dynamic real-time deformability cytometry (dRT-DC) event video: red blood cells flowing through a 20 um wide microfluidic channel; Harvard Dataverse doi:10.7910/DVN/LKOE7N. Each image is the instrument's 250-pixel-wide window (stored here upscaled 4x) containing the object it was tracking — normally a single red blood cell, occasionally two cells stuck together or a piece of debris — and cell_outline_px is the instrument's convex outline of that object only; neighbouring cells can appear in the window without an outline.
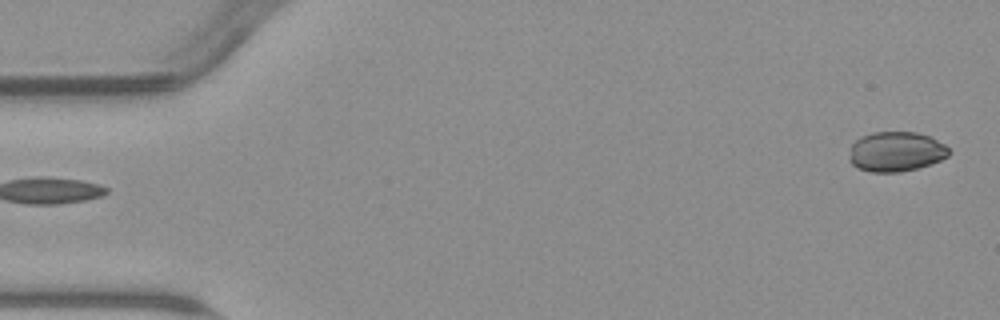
{"species": "common noctule bat (a hibernating species)", "species_latin": "Nyctalus noctula", "temperature_condition": "warm", "stored_images_in_passage": 3, "camera_frame_rate_fps": 3000, "um_per_image_px": 0.085, "animal": {"sex": "male", "body_mass_g": 23.1, "forearm_length_mm": 52.7}, "frame": {"image": 1, "passage_image": 3, "time_ms": 2.333, "image_size_px": [1000, 320], "cell_outline_px": [[948, 156], [932, 164], [900, 172], [872, 172], [856, 168], [848, 160], [848, 156], [852, 144], [860, 136], [872, 132], [916, 132], [928, 136], [944, 144], [948, 148]], "centroid_in_image_um": [76.11, 12.89], "position_along_channel_um": 8.9, "area_um2": 23.24}}